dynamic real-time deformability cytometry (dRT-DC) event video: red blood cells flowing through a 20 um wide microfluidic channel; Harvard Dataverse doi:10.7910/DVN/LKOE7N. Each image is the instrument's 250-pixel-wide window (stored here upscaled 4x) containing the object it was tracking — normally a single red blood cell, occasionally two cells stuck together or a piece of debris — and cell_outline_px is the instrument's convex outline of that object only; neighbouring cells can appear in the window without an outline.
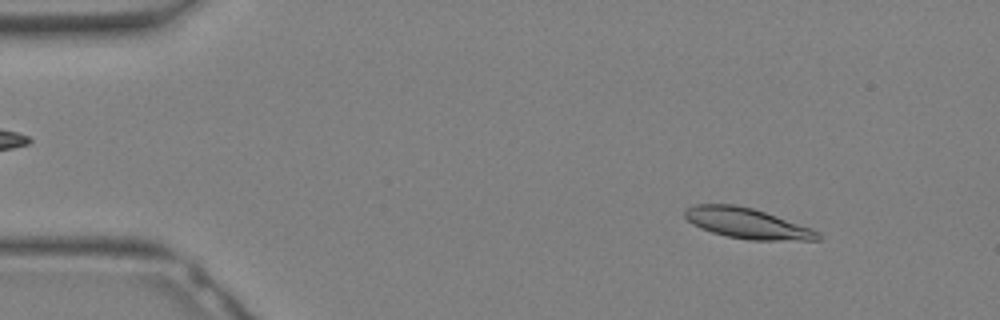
{"species": "Egyptian fruit bat (a non-hibernating species)", "species_latin": "Rousettus aegyptiacus", "temperature_condition": "warm", "stored_images_in_passage": 30, "camera_frame_rate_fps": 3000, "um_per_image_px": 0.085, "animal": {"sex": "female"}, "frame": {"image": 1, "passage_image": 3, "time_ms": 0.667, "image_size_px": [1000, 320], "cell_outline_px": [[820, 240], [748, 240], [728, 236], [712, 232], [700, 228], [692, 224], [684, 216], [684, 212], [688, 208], [696, 204], [736, 204], [752, 208], [812, 228], [820, 232]], "centroid_in_image_um": [63.51, 18.98], "position_along_channel_um": 21.5, "area_um2": 23.47}}
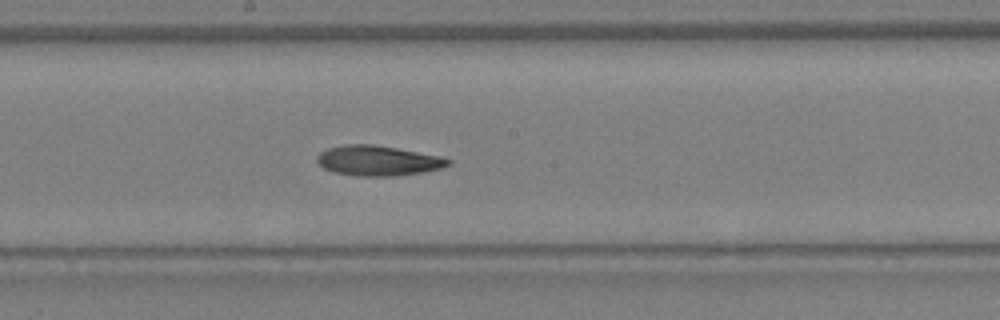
{"frame": {"image": 2, "passage_image": 16, "time_ms": 5.0, "image_size_px": [1000, 320], "cell_outline_px": [[452, 164], [444, 168], [420, 172], [392, 176], [360, 176], [332, 172], [324, 168], [316, 160], [316, 156], [320, 152], [328, 148], [348, 144], [372, 144], [396, 148], [440, 156], [452, 160]], "centroid_in_image_um": [32.14, 13.65], "position_along_channel_um": 216.1, "area_um2": 22.95}}
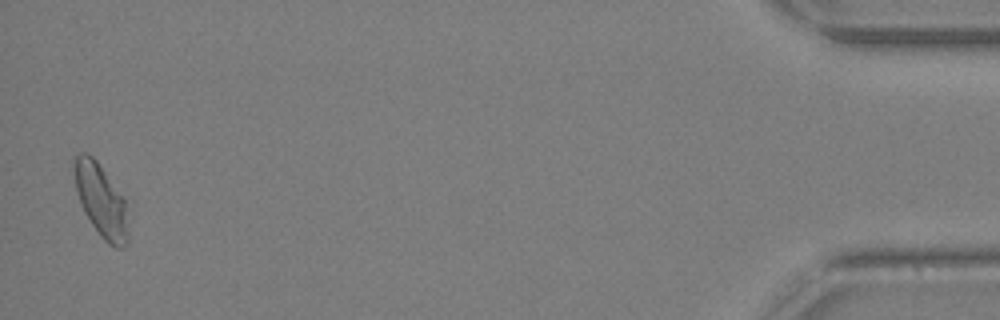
{"frame": {"image": 3, "passage_image": 30, "time_ms": 9.667, "image_size_px": [1000, 320], "cell_outline_px": [[132, 200], [128, 244], [124, 248], [116, 248], [108, 244], [100, 236], [84, 212], [80, 204], [76, 192], [72, 168], [72, 160], [80, 152], [84, 152], [92, 156], [96, 160]], "centroid_in_image_um": [8.71, 17.04], "position_along_channel_um": 426.5, "area_um2": 25.09}}